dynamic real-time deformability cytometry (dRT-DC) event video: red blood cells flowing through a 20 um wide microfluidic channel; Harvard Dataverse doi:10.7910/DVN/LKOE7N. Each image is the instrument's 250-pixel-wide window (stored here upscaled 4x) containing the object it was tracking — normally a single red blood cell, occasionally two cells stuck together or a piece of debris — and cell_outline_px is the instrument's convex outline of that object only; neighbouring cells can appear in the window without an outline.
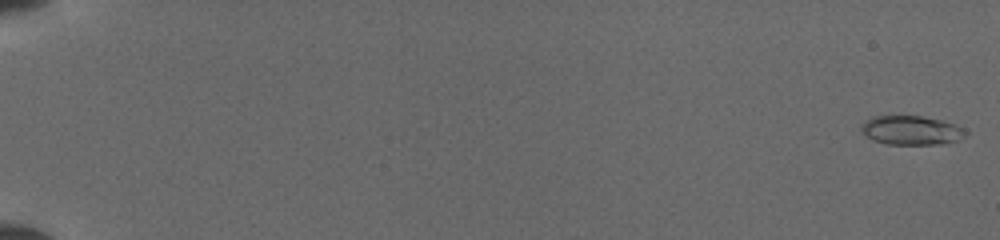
{"species": "common noctule bat (a hibernating species)", "species_latin": "Nyctalus noctula", "temperature_condition": "cold", "stored_images_in_passage": 48, "camera_frame_rate_fps": 3000, "um_per_image_px": 0.085, "animal": {"sex": "female", "body_mass_g": 19.5, "forearm_length_mm": 54.1}, "frame": {"image": 1, "passage_image": 1, "time_ms": 0.0, "image_size_px": [1000, 240], "cell_outline_px": [[968, 132], [964, 136], [956, 140], [944, 144], [888, 144], [872, 140], [864, 136], [860, 128], [864, 120], [872, 116], [920, 116], [940, 120], [956, 124], [964, 128]], "centroid_in_image_um": [77.43, 11.07], "position_along_channel_um": 7.6, "area_um2": 17.8}}
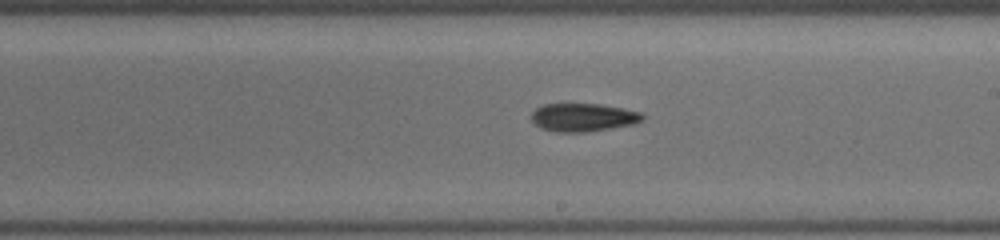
{"frame": {"image": 2, "passage_image": 32, "time_ms": 10.333, "image_size_px": [1000, 240], "cell_outline_px": [[644, 120], [636, 124], [588, 132], [556, 132], [540, 128], [532, 120], [532, 112], [536, 108], [544, 104], [600, 104], [640, 112], [644, 116]], "centroid_in_image_um": [49.58, 9.99], "position_along_channel_um": 239.4, "area_um2": 18.26}}
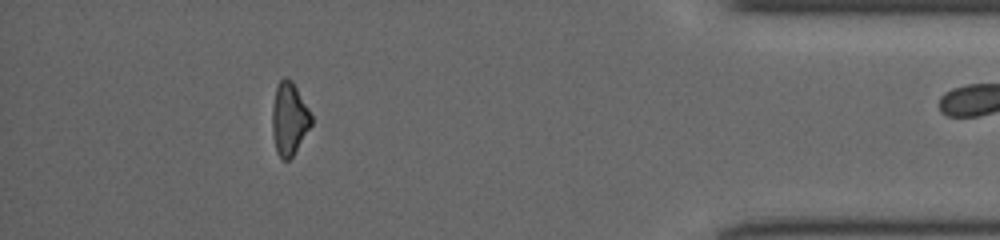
{"frame": {"image": 3, "passage_image": 47, "time_ms": 15.333, "image_size_px": [1000, 240], "cell_outline_px": [[312, 124], [292, 156], [288, 160], [284, 160], [276, 152], [272, 132], [272, 108], [276, 88], [280, 80], [284, 76], [288, 76], [292, 80], [308, 108], [312, 116]], "centroid_in_image_um": [24.57, 10.07], "position_along_channel_um": 410.6, "area_um2": 16.47}}